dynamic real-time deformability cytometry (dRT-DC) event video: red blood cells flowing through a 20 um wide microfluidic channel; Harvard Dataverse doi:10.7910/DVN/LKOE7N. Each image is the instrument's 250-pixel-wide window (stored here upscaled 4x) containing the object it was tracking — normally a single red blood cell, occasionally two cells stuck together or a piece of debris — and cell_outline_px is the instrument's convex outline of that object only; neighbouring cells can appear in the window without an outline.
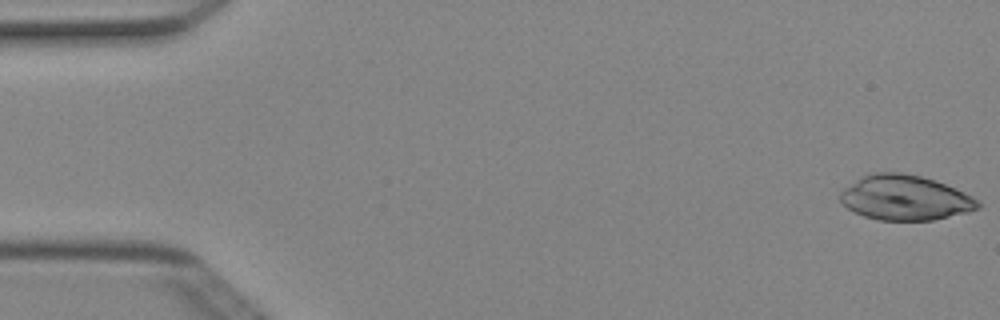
{"species": "Egyptian fruit bat (a non-hibernating species)", "species_latin": "Rousettus aegyptiacus", "temperature_condition": "cold", "stored_images_in_passage": 4, "camera_frame_rate_fps": 3000, "um_per_image_px": 0.085, "animal": {"sex": "female"}, "frame": {"image": 1, "passage_image": 1, "time_ms": 0.0, "image_size_px": [1000, 320], "cell_outline_px": [[980, 208], [968, 212], [932, 220], [880, 220], [864, 216], [848, 208], [840, 200], [840, 192], [844, 188], [856, 180], [872, 172], [904, 172], [936, 180], [964, 192], [980, 200]], "centroid_in_image_um": [76.96, 16.8], "position_along_channel_um": 8.0, "area_um2": 36.01}}